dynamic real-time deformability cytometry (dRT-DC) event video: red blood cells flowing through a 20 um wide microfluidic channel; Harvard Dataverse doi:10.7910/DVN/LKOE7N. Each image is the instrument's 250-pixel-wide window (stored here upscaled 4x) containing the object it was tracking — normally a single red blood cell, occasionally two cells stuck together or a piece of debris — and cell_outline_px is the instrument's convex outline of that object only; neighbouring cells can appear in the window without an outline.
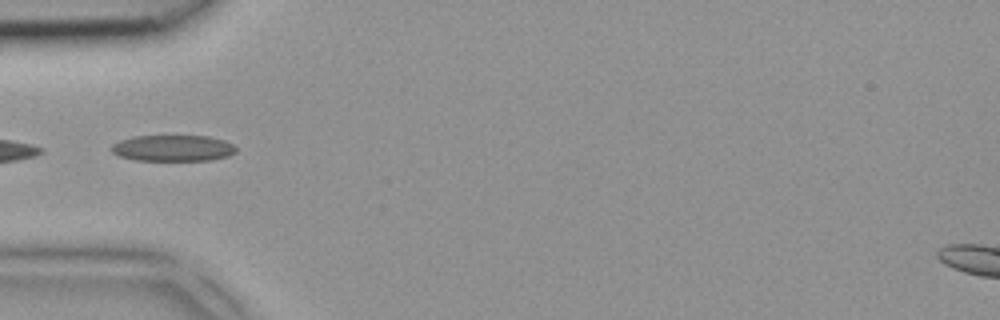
{"species": "common noctule bat (a hibernating species)", "species_latin": "Nyctalus noctula", "temperature_condition": "room temperature", "stored_images_in_passage": 3, "camera_frame_rate_fps": 3000, "um_per_image_px": 0.085, "animal": {"sex": "female", "body_mass_g": 18.4}, "frame": {"image": 1, "passage_image": 2, "time_ms": 0.333, "image_size_px": [1000, 320], "cell_outline_px": [[236, 152], [228, 156], [208, 160], [136, 160], [120, 156], [112, 152], [112, 144], [120, 140], [132, 136], [208, 136], [224, 140], [232, 144], [236, 148]], "centroid_in_image_um": [14.7, 12.58], "position_along_channel_um": 70.3, "area_um2": 18.9}}